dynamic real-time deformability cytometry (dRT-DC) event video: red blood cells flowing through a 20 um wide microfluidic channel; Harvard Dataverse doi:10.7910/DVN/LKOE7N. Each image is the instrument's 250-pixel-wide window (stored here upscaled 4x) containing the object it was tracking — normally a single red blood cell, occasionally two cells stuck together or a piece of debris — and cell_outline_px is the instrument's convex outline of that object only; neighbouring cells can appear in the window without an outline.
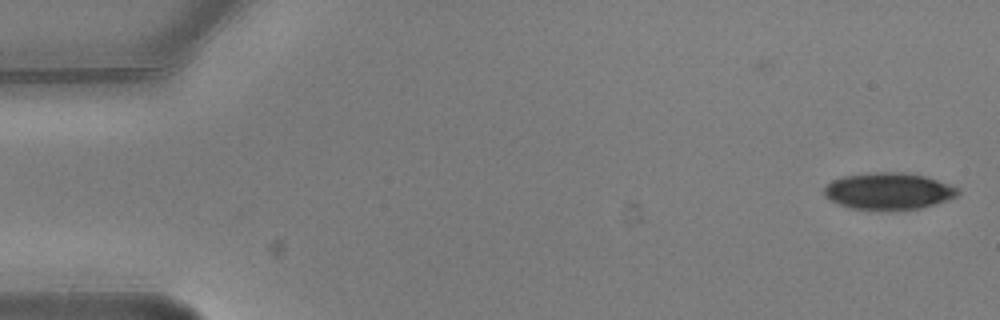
{"species": "common noctule bat (a hibernating species)", "species_latin": "Nyctalus noctula", "temperature_condition": "warm", "stored_images_in_passage": 2, "camera_frame_rate_fps": 3000, "um_per_image_px": 0.085, "animal": {"sex": "male", "body_mass_g": 20.5, "forearm_length_mm": 52.5}, "frame": {"image": 1, "passage_image": 2, "time_ms": 0.333, "image_size_px": [1000, 320], "cell_outline_px": [[960, 192], [956, 196], [948, 200], [936, 204], [920, 208], [888, 212], [848, 208], [824, 196], [824, 188], [832, 180], [844, 176], [872, 172], [908, 172], [924, 176], [952, 184], [960, 188]], "centroid_in_image_um": [75.56, 16.26], "position_along_channel_um": 9.4, "area_um2": 29.36}}